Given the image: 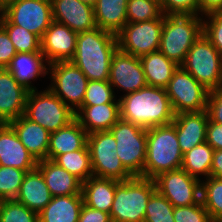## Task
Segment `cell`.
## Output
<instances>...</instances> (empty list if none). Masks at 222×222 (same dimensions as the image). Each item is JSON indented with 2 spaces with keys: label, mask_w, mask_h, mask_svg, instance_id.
<instances>
[{
  "label": "cell",
  "mask_w": 222,
  "mask_h": 222,
  "mask_svg": "<svg viewBox=\"0 0 222 222\" xmlns=\"http://www.w3.org/2000/svg\"><path fill=\"white\" fill-rule=\"evenodd\" d=\"M120 118L151 128L173 122L175 113L165 88L145 86L119 98Z\"/></svg>",
  "instance_id": "6da1fadb"
},
{
  "label": "cell",
  "mask_w": 222,
  "mask_h": 222,
  "mask_svg": "<svg viewBox=\"0 0 222 222\" xmlns=\"http://www.w3.org/2000/svg\"><path fill=\"white\" fill-rule=\"evenodd\" d=\"M117 49V35L96 27L77 34L76 51L70 61L88 80L108 81L112 56Z\"/></svg>",
  "instance_id": "7a4b0ae2"
},
{
  "label": "cell",
  "mask_w": 222,
  "mask_h": 222,
  "mask_svg": "<svg viewBox=\"0 0 222 222\" xmlns=\"http://www.w3.org/2000/svg\"><path fill=\"white\" fill-rule=\"evenodd\" d=\"M182 159L183 154L172 123L147 129L144 178L154 179L163 172L180 169Z\"/></svg>",
  "instance_id": "3957f363"
},
{
  "label": "cell",
  "mask_w": 222,
  "mask_h": 222,
  "mask_svg": "<svg viewBox=\"0 0 222 222\" xmlns=\"http://www.w3.org/2000/svg\"><path fill=\"white\" fill-rule=\"evenodd\" d=\"M202 33L203 19L200 16L164 15L159 51L181 66L188 51Z\"/></svg>",
  "instance_id": "277c9868"
},
{
  "label": "cell",
  "mask_w": 222,
  "mask_h": 222,
  "mask_svg": "<svg viewBox=\"0 0 222 222\" xmlns=\"http://www.w3.org/2000/svg\"><path fill=\"white\" fill-rule=\"evenodd\" d=\"M155 191L154 179L134 176L120 181L109 213L112 222H144L147 203Z\"/></svg>",
  "instance_id": "5b68a950"
},
{
  "label": "cell",
  "mask_w": 222,
  "mask_h": 222,
  "mask_svg": "<svg viewBox=\"0 0 222 222\" xmlns=\"http://www.w3.org/2000/svg\"><path fill=\"white\" fill-rule=\"evenodd\" d=\"M23 115L49 133L56 132L75 119V112L49 88L41 92L37 89L29 91Z\"/></svg>",
  "instance_id": "8992f818"
},
{
  "label": "cell",
  "mask_w": 222,
  "mask_h": 222,
  "mask_svg": "<svg viewBox=\"0 0 222 222\" xmlns=\"http://www.w3.org/2000/svg\"><path fill=\"white\" fill-rule=\"evenodd\" d=\"M116 140V154L133 175L144 177L147 129L119 119L109 130Z\"/></svg>",
  "instance_id": "52a82bcc"
},
{
  "label": "cell",
  "mask_w": 222,
  "mask_h": 222,
  "mask_svg": "<svg viewBox=\"0 0 222 222\" xmlns=\"http://www.w3.org/2000/svg\"><path fill=\"white\" fill-rule=\"evenodd\" d=\"M181 66L208 90L222 88V57L204 33L194 42Z\"/></svg>",
  "instance_id": "ba28073f"
},
{
  "label": "cell",
  "mask_w": 222,
  "mask_h": 222,
  "mask_svg": "<svg viewBox=\"0 0 222 222\" xmlns=\"http://www.w3.org/2000/svg\"><path fill=\"white\" fill-rule=\"evenodd\" d=\"M87 146L93 176L118 181H125L134 177L117 156L116 140L110 131H96L88 134Z\"/></svg>",
  "instance_id": "9c48e42d"
},
{
  "label": "cell",
  "mask_w": 222,
  "mask_h": 222,
  "mask_svg": "<svg viewBox=\"0 0 222 222\" xmlns=\"http://www.w3.org/2000/svg\"><path fill=\"white\" fill-rule=\"evenodd\" d=\"M165 89L175 115L206 110L209 90L182 66L175 70Z\"/></svg>",
  "instance_id": "30bf717a"
},
{
  "label": "cell",
  "mask_w": 222,
  "mask_h": 222,
  "mask_svg": "<svg viewBox=\"0 0 222 222\" xmlns=\"http://www.w3.org/2000/svg\"><path fill=\"white\" fill-rule=\"evenodd\" d=\"M47 66L53 81L48 88L76 112L82 106L89 80L71 61H58Z\"/></svg>",
  "instance_id": "8fae6325"
},
{
  "label": "cell",
  "mask_w": 222,
  "mask_h": 222,
  "mask_svg": "<svg viewBox=\"0 0 222 222\" xmlns=\"http://www.w3.org/2000/svg\"><path fill=\"white\" fill-rule=\"evenodd\" d=\"M4 17L42 39L52 18L51 0H5Z\"/></svg>",
  "instance_id": "7c38bea8"
},
{
  "label": "cell",
  "mask_w": 222,
  "mask_h": 222,
  "mask_svg": "<svg viewBox=\"0 0 222 222\" xmlns=\"http://www.w3.org/2000/svg\"><path fill=\"white\" fill-rule=\"evenodd\" d=\"M163 19L126 23L117 34L118 48L124 53L141 57L159 50Z\"/></svg>",
  "instance_id": "4fadbf2b"
},
{
  "label": "cell",
  "mask_w": 222,
  "mask_h": 222,
  "mask_svg": "<svg viewBox=\"0 0 222 222\" xmlns=\"http://www.w3.org/2000/svg\"><path fill=\"white\" fill-rule=\"evenodd\" d=\"M156 190L174 207L189 206L201 200V180L177 169L154 178Z\"/></svg>",
  "instance_id": "5bb4252c"
},
{
  "label": "cell",
  "mask_w": 222,
  "mask_h": 222,
  "mask_svg": "<svg viewBox=\"0 0 222 222\" xmlns=\"http://www.w3.org/2000/svg\"><path fill=\"white\" fill-rule=\"evenodd\" d=\"M108 81L112 88L118 87L126 91V94L147 86L140 58L118 48L112 56Z\"/></svg>",
  "instance_id": "9a60e30c"
},
{
  "label": "cell",
  "mask_w": 222,
  "mask_h": 222,
  "mask_svg": "<svg viewBox=\"0 0 222 222\" xmlns=\"http://www.w3.org/2000/svg\"><path fill=\"white\" fill-rule=\"evenodd\" d=\"M77 32L66 25L52 21L41 39V52L49 65L58 61H70L76 51Z\"/></svg>",
  "instance_id": "2e32d148"
},
{
  "label": "cell",
  "mask_w": 222,
  "mask_h": 222,
  "mask_svg": "<svg viewBox=\"0 0 222 222\" xmlns=\"http://www.w3.org/2000/svg\"><path fill=\"white\" fill-rule=\"evenodd\" d=\"M28 93L7 68H0V123H8L24 114Z\"/></svg>",
  "instance_id": "e0dca14e"
},
{
  "label": "cell",
  "mask_w": 222,
  "mask_h": 222,
  "mask_svg": "<svg viewBox=\"0 0 222 222\" xmlns=\"http://www.w3.org/2000/svg\"><path fill=\"white\" fill-rule=\"evenodd\" d=\"M52 18L77 33L95 29L94 9L80 0H51Z\"/></svg>",
  "instance_id": "ac0fdd59"
},
{
  "label": "cell",
  "mask_w": 222,
  "mask_h": 222,
  "mask_svg": "<svg viewBox=\"0 0 222 222\" xmlns=\"http://www.w3.org/2000/svg\"><path fill=\"white\" fill-rule=\"evenodd\" d=\"M38 161L18 139L8 123H0V165L24 170L37 168Z\"/></svg>",
  "instance_id": "d6986e66"
},
{
  "label": "cell",
  "mask_w": 222,
  "mask_h": 222,
  "mask_svg": "<svg viewBox=\"0 0 222 222\" xmlns=\"http://www.w3.org/2000/svg\"><path fill=\"white\" fill-rule=\"evenodd\" d=\"M208 120L209 117L206 110L182 112L175 115L172 124L175 126L182 154L206 142Z\"/></svg>",
  "instance_id": "ffe728a7"
},
{
  "label": "cell",
  "mask_w": 222,
  "mask_h": 222,
  "mask_svg": "<svg viewBox=\"0 0 222 222\" xmlns=\"http://www.w3.org/2000/svg\"><path fill=\"white\" fill-rule=\"evenodd\" d=\"M8 124L37 161L47 159L50 133L44 127L27 119L24 115L11 120Z\"/></svg>",
  "instance_id": "44dd1931"
},
{
  "label": "cell",
  "mask_w": 222,
  "mask_h": 222,
  "mask_svg": "<svg viewBox=\"0 0 222 222\" xmlns=\"http://www.w3.org/2000/svg\"><path fill=\"white\" fill-rule=\"evenodd\" d=\"M37 169L42 173L52 197L82 195V182L53 160H39Z\"/></svg>",
  "instance_id": "7402d4cb"
},
{
  "label": "cell",
  "mask_w": 222,
  "mask_h": 222,
  "mask_svg": "<svg viewBox=\"0 0 222 222\" xmlns=\"http://www.w3.org/2000/svg\"><path fill=\"white\" fill-rule=\"evenodd\" d=\"M75 119L88 134L96 131H109L120 119L119 103L81 106L75 112Z\"/></svg>",
  "instance_id": "603a6c76"
},
{
  "label": "cell",
  "mask_w": 222,
  "mask_h": 222,
  "mask_svg": "<svg viewBox=\"0 0 222 222\" xmlns=\"http://www.w3.org/2000/svg\"><path fill=\"white\" fill-rule=\"evenodd\" d=\"M88 133L74 119L67 126L50 133L47 159L54 160L58 155L79 149H88Z\"/></svg>",
  "instance_id": "cb8c5ba5"
},
{
  "label": "cell",
  "mask_w": 222,
  "mask_h": 222,
  "mask_svg": "<svg viewBox=\"0 0 222 222\" xmlns=\"http://www.w3.org/2000/svg\"><path fill=\"white\" fill-rule=\"evenodd\" d=\"M51 199L52 195L42 173L37 168L27 172L15 200L39 213Z\"/></svg>",
  "instance_id": "d4e9b609"
},
{
  "label": "cell",
  "mask_w": 222,
  "mask_h": 222,
  "mask_svg": "<svg viewBox=\"0 0 222 222\" xmlns=\"http://www.w3.org/2000/svg\"><path fill=\"white\" fill-rule=\"evenodd\" d=\"M45 57L42 52L17 53L7 69L11 72L18 83L25 86L29 91L36 89L31 84V80L39 76L48 74V68L45 65Z\"/></svg>",
  "instance_id": "484cf974"
},
{
  "label": "cell",
  "mask_w": 222,
  "mask_h": 222,
  "mask_svg": "<svg viewBox=\"0 0 222 222\" xmlns=\"http://www.w3.org/2000/svg\"><path fill=\"white\" fill-rule=\"evenodd\" d=\"M120 181L92 176L82 183L83 203L96 210L110 213L116 186Z\"/></svg>",
  "instance_id": "4316f807"
},
{
  "label": "cell",
  "mask_w": 222,
  "mask_h": 222,
  "mask_svg": "<svg viewBox=\"0 0 222 222\" xmlns=\"http://www.w3.org/2000/svg\"><path fill=\"white\" fill-rule=\"evenodd\" d=\"M83 204L82 195L52 197L39 212V222H78Z\"/></svg>",
  "instance_id": "83f0119b"
},
{
  "label": "cell",
  "mask_w": 222,
  "mask_h": 222,
  "mask_svg": "<svg viewBox=\"0 0 222 222\" xmlns=\"http://www.w3.org/2000/svg\"><path fill=\"white\" fill-rule=\"evenodd\" d=\"M128 0H97L94 5L96 26L117 35L127 23Z\"/></svg>",
  "instance_id": "f1b7e54d"
},
{
  "label": "cell",
  "mask_w": 222,
  "mask_h": 222,
  "mask_svg": "<svg viewBox=\"0 0 222 222\" xmlns=\"http://www.w3.org/2000/svg\"><path fill=\"white\" fill-rule=\"evenodd\" d=\"M147 85L166 88L173 73L179 67L161 51H154L140 57Z\"/></svg>",
  "instance_id": "f546056e"
},
{
  "label": "cell",
  "mask_w": 222,
  "mask_h": 222,
  "mask_svg": "<svg viewBox=\"0 0 222 222\" xmlns=\"http://www.w3.org/2000/svg\"><path fill=\"white\" fill-rule=\"evenodd\" d=\"M214 149L204 142L183 154L181 169L199 179V175L210 177Z\"/></svg>",
  "instance_id": "4dcf8cb0"
},
{
  "label": "cell",
  "mask_w": 222,
  "mask_h": 222,
  "mask_svg": "<svg viewBox=\"0 0 222 222\" xmlns=\"http://www.w3.org/2000/svg\"><path fill=\"white\" fill-rule=\"evenodd\" d=\"M53 161L78 178L82 183L93 176L89 149L67 152L58 155Z\"/></svg>",
  "instance_id": "1f68e13d"
},
{
  "label": "cell",
  "mask_w": 222,
  "mask_h": 222,
  "mask_svg": "<svg viewBox=\"0 0 222 222\" xmlns=\"http://www.w3.org/2000/svg\"><path fill=\"white\" fill-rule=\"evenodd\" d=\"M201 202L216 222L222 217V179L210 176L201 183Z\"/></svg>",
  "instance_id": "d6a6232c"
},
{
  "label": "cell",
  "mask_w": 222,
  "mask_h": 222,
  "mask_svg": "<svg viewBox=\"0 0 222 222\" xmlns=\"http://www.w3.org/2000/svg\"><path fill=\"white\" fill-rule=\"evenodd\" d=\"M1 26L6 30L17 53L41 52V39L23 27L11 24L3 17Z\"/></svg>",
  "instance_id": "836d02e7"
},
{
  "label": "cell",
  "mask_w": 222,
  "mask_h": 222,
  "mask_svg": "<svg viewBox=\"0 0 222 222\" xmlns=\"http://www.w3.org/2000/svg\"><path fill=\"white\" fill-rule=\"evenodd\" d=\"M126 10L127 23L164 18L160 0H128Z\"/></svg>",
  "instance_id": "e575fe53"
},
{
  "label": "cell",
  "mask_w": 222,
  "mask_h": 222,
  "mask_svg": "<svg viewBox=\"0 0 222 222\" xmlns=\"http://www.w3.org/2000/svg\"><path fill=\"white\" fill-rule=\"evenodd\" d=\"M0 222H39V213L15 199L1 200Z\"/></svg>",
  "instance_id": "d590c367"
},
{
  "label": "cell",
  "mask_w": 222,
  "mask_h": 222,
  "mask_svg": "<svg viewBox=\"0 0 222 222\" xmlns=\"http://www.w3.org/2000/svg\"><path fill=\"white\" fill-rule=\"evenodd\" d=\"M174 206L157 190L147 203L144 222H174Z\"/></svg>",
  "instance_id": "8d00e7d4"
},
{
  "label": "cell",
  "mask_w": 222,
  "mask_h": 222,
  "mask_svg": "<svg viewBox=\"0 0 222 222\" xmlns=\"http://www.w3.org/2000/svg\"><path fill=\"white\" fill-rule=\"evenodd\" d=\"M27 172L0 165V200L15 199Z\"/></svg>",
  "instance_id": "74e56055"
},
{
  "label": "cell",
  "mask_w": 222,
  "mask_h": 222,
  "mask_svg": "<svg viewBox=\"0 0 222 222\" xmlns=\"http://www.w3.org/2000/svg\"><path fill=\"white\" fill-rule=\"evenodd\" d=\"M109 81L89 80L82 106H93L104 103H119Z\"/></svg>",
  "instance_id": "f35d334b"
},
{
  "label": "cell",
  "mask_w": 222,
  "mask_h": 222,
  "mask_svg": "<svg viewBox=\"0 0 222 222\" xmlns=\"http://www.w3.org/2000/svg\"><path fill=\"white\" fill-rule=\"evenodd\" d=\"M174 222H214L201 200L189 206L174 207Z\"/></svg>",
  "instance_id": "ab89813d"
},
{
  "label": "cell",
  "mask_w": 222,
  "mask_h": 222,
  "mask_svg": "<svg viewBox=\"0 0 222 222\" xmlns=\"http://www.w3.org/2000/svg\"><path fill=\"white\" fill-rule=\"evenodd\" d=\"M205 17H207V21H203V33L222 57V14L213 12Z\"/></svg>",
  "instance_id": "60d3db41"
},
{
  "label": "cell",
  "mask_w": 222,
  "mask_h": 222,
  "mask_svg": "<svg viewBox=\"0 0 222 222\" xmlns=\"http://www.w3.org/2000/svg\"><path fill=\"white\" fill-rule=\"evenodd\" d=\"M164 15H197L199 0H160Z\"/></svg>",
  "instance_id": "b9f144b4"
},
{
  "label": "cell",
  "mask_w": 222,
  "mask_h": 222,
  "mask_svg": "<svg viewBox=\"0 0 222 222\" xmlns=\"http://www.w3.org/2000/svg\"><path fill=\"white\" fill-rule=\"evenodd\" d=\"M206 111L210 121L222 124V88L209 90Z\"/></svg>",
  "instance_id": "7bdbcfd3"
},
{
  "label": "cell",
  "mask_w": 222,
  "mask_h": 222,
  "mask_svg": "<svg viewBox=\"0 0 222 222\" xmlns=\"http://www.w3.org/2000/svg\"><path fill=\"white\" fill-rule=\"evenodd\" d=\"M17 54L6 30L0 26V68H7Z\"/></svg>",
  "instance_id": "ee69618b"
},
{
  "label": "cell",
  "mask_w": 222,
  "mask_h": 222,
  "mask_svg": "<svg viewBox=\"0 0 222 222\" xmlns=\"http://www.w3.org/2000/svg\"><path fill=\"white\" fill-rule=\"evenodd\" d=\"M78 222H112L110 214L83 204Z\"/></svg>",
  "instance_id": "f6af8a7d"
},
{
  "label": "cell",
  "mask_w": 222,
  "mask_h": 222,
  "mask_svg": "<svg viewBox=\"0 0 222 222\" xmlns=\"http://www.w3.org/2000/svg\"><path fill=\"white\" fill-rule=\"evenodd\" d=\"M206 142L214 150H222V124L208 120Z\"/></svg>",
  "instance_id": "bcb514c9"
},
{
  "label": "cell",
  "mask_w": 222,
  "mask_h": 222,
  "mask_svg": "<svg viewBox=\"0 0 222 222\" xmlns=\"http://www.w3.org/2000/svg\"><path fill=\"white\" fill-rule=\"evenodd\" d=\"M222 0H199V15L200 12L208 15L213 12H218L221 9Z\"/></svg>",
  "instance_id": "7dc6e473"
},
{
  "label": "cell",
  "mask_w": 222,
  "mask_h": 222,
  "mask_svg": "<svg viewBox=\"0 0 222 222\" xmlns=\"http://www.w3.org/2000/svg\"><path fill=\"white\" fill-rule=\"evenodd\" d=\"M210 176L222 179V150H214Z\"/></svg>",
  "instance_id": "c3c4849f"
},
{
  "label": "cell",
  "mask_w": 222,
  "mask_h": 222,
  "mask_svg": "<svg viewBox=\"0 0 222 222\" xmlns=\"http://www.w3.org/2000/svg\"><path fill=\"white\" fill-rule=\"evenodd\" d=\"M4 1L5 0H0V26L4 17Z\"/></svg>",
  "instance_id": "681fc988"
},
{
  "label": "cell",
  "mask_w": 222,
  "mask_h": 222,
  "mask_svg": "<svg viewBox=\"0 0 222 222\" xmlns=\"http://www.w3.org/2000/svg\"><path fill=\"white\" fill-rule=\"evenodd\" d=\"M81 2L88 4L92 7H94V5L96 4L97 0H80Z\"/></svg>",
  "instance_id": "f907efd6"
},
{
  "label": "cell",
  "mask_w": 222,
  "mask_h": 222,
  "mask_svg": "<svg viewBox=\"0 0 222 222\" xmlns=\"http://www.w3.org/2000/svg\"><path fill=\"white\" fill-rule=\"evenodd\" d=\"M218 13H221V14H222V6H221V9L218 11Z\"/></svg>",
  "instance_id": "816d5d0a"
},
{
  "label": "cell",
  "mask_w": 222,
  "mask_h": 222,
  "mask_svg": "<svg viewBox=\"0 0 222 222\" xmlns=\"http://www.w3.org/2000/svg\"><path fill=\"white\" fill-rule=\"evenodd\" d=\"M216 222H222V217L219 220H217Z\"/></svg>",
  "instance_id": "f5cc1de1"
}]
</instances>
